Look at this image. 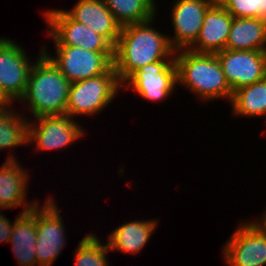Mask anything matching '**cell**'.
<instances>
[{"instance_id": "cell-1", "label": "cell", "mask_w": 266, "mask_h": 266, "mask_svg": "<svg viewBox=\"0 0 266 266\" xmlns=\"http://www.w3.org/2000/svg\"><path fill=\"white\" fill-rule=\"evenodd\" d=\"M154 18L143 23L122 26L114 46L113 66L123 84L135 71L147 64L175 59L168 34L152 27Z\"/></svg>"}, {"instance_id": "cell-2", "label": "cell", "mask_w": 266, "mask_h": 266, "mask_svg": "<svg viewBox=\"0 0 266 266\" xmlns=\"http://www.w3.org/2000/svg\"><path fill=\"white\" fill-rule=\"evenodd\" d=\"M40 51L30 71L25 94L19 101L26 102L34 118L64 115L71 83L43 53L42 47Z\"/></svg>"}, {"instance_id": "cell-3", "label": "cell", "mask_w": 266, "mask_h": 266, "mask_svg": "<svg viewBox=\"0 0 266 266\" xmlns=\"http://www.w3.org/2000/svg\"><path fill=\"white\" fill-rule=\"evenodd\" d=\"M178 85H184L201 101H231L232 89L227 84L222 66L214 53H198L190 49L175 51Z\"/></svg>"}, {"instance_id": "cell-4", "label": "cell", "mask_w": 266, "mask_h": 266, "mask_svg": "<svg viewBox=\"0 0 266 266\" xmlns=\"http://www.w3.org/2000/svg\"><path fill=\"white\" fill-rule=\"evenodd\" d=\"M122 89L112 66L106 73L70 84L66 114L94 116L107 107Z\"/></svg>"}, {"instance_id": "cell-5", "label": "cell", "mask_w": 266, "mask_h": 266, "mask_svg": "<svg viewBox=\"0 0 266 266\" xmlns=\"http://www.w3.org/2000/svg\"><path fill=\"white\" fill-rule=\"evenodd\" d=\"M54 47V56L47 52L49 49L45 46H42L43 53L70 83L99 76L113 66L114 52H94L69 45Z\"/></svg>"}, {"instance_id": "cell-6", "label": "cell", "mask_w": 266, "mask_h": 266, "mask_svg": "<svg viewBox=\"0 0 266 266\" xmlns=\"http://www.w3.org/2000/svg\"><path fill=\"white\" fill-rule=\"evenodd\" d=\"M27 55L24 48L13 39L0 38V96L7 103L13 104L25 94L35 63L34 60L30 62Z\"/></svg>"}, {"instance_id": "cell-7", "label": "cell", "mask_w": 266, "mask_h": 266, "mask_svg": "<svg viewBox=\"0 0 266 266\" xmlns=\"http://www.w3.org/2000/svg\"><path fill=\"white\" fill-rule=\"evenodd\" d=\"M47 31L55 45H69L94 52H114V47L101 35L73 20L64 9L43 11Z\"/></svg>"}, {"instance_id": "cell-8", "label": "cell", "mask_w": 266, "mask_h": 266, "mask_svg": "<svg viewBox=\"0 0 266 266\" xmlns=\"http://www.w3.org/2000/svg\"><path fill=\"white\" fill-rule=\"evenodd\" d=\"M48 197L44 205H36V256L38 266H52L66 244V231L59 206Z\"/></svg>"}, {"instance_id": "cell-9", "label": "cell", "mask_w": 266, "mask_h": 266, "mask_svg": "<svg viewBox=\"0 0 266 266\" xmlns=\"http://www.w3.org/2000/svg\"><path fill=\"white\" fill-rule=\"evenodd\" d=\"M178 84L175 59L147 64L135 71L123 84L125 90L134 89L144 100L161 102L167 99Z\"/></svg>"}, {"instance_id": "cell-10", "label": "cell", "mask_w": 266, "mask_h": 266, "mask_svg": "<svg viewBox=\"0 0 266 266\" xmlns=\"http://www.w3.org/2000/svg\"><path fill=\"white\" fill-rule=\"evenodd\" d=\"M33 119L35 120L28 119V145H34L40 151H56L68 147L83 138L86 130L67 114Z\"/></svg>"}, {"instance_id": "cell-11", "label": "cell", "mask_w": 266, "mask_h": 266, "mask_svg": "<svg viewBox=\"0 0 266 266\" xmlns=\"http://www.w3.org/2000/svg\"><path fill=\"white\" fill-rule=\"evenodd\" d=\"M246 221L238 224L223 246L227 266L266 265V234L254 222Z\"/></svg>"}, {"instance_id": "cell-12", "label": "cell", "mask_w": 266, "mask_h": 266, "mask_svg": "<svg viewBox=\"0 0 266 266\" xmlns=\"http://www.w3.org/2000/svg\"><path fill=\"white\" fill-rule=\"evenodd\" d=\"M215 55L232 92L266 77V51L224 49Z\"/></svg>"}, {"instance_id": "cell-13", "label": "cell", "mask_w": 266, "mask_h": 266, "mask_svg": "<svg viewBox=\"0 0 266 266\" xmlns=\"http://www.w3.org/2000/svg\"><path fill=\"white\" fill-rule=\"evenodd\" d=\"M216 0H175L171 7L173 36L169 37L172 48L188 49L197 39L207 9Z\"/></svg>"}, {"instance_id": "cell-14", "label": "cell", "mask_w": 266, "mask_h": 266, "mask_svg": "<svg viewBox=\"0 0 266 266\" xmlns=\"http://www.w3.org/2000/svg\"><path fill=\"white\" fill-rule=\"evenodd\" d=\"M14 154L9 155L0 166V210L24 208L23 213L30 211L39 202H28L29 170L21 167ZM28 202V203H27Z\"/></svg>"}, {"instance_id": "cell-15", "label": "cell", "mask_w": 266, "mask_h": 266, "mask_svg": "<svg viewBox=\"0 0 266 266\" xmlns=\"http://www.w3.org/2000/svg\"><path fill=\"white\" fill-rule=\"evenodd\" d=\"M233 16L216 0L205 12L196 41L188 48L198 53H217L225 49Z\"/></svg>"}, {"instance_id": "cell-16", "label": "cell", "mask_w": 266, "mask_h": 266, "mask_svg": "<svg viewBox=\"0 0 266 266\" xmlns=\"http://www.w3.org/2000/svg\"><path fill=\"white\" fill-rule=\"evenodd\" d=\"M64 11L76 22L103 36L113 47L116 45L122 27L104 0H78L72 9Z\"/></svg>"}, {"instance_id": "cell-17", "label": "cell", "mask_w": 266, "mask_h": 266, "mask_svg": "<svg viewBox=\"0 0 266 266\" xmlns=\"http://www.w3.org/2000/svg\"><path fill=\"white\" fill-rule=\"evenodd\" d=\"M157 225L156 219L133 220L123 223L107 235L109 251L138 255L150 240Z\"/></svg>"}, {"instance_id": "cell-18", "label": "cell", "mask_w": 266, "mask_h": 266, "mask_svg": "<svg viewBox=\"0 0 266 266\" xmlns=\"http://www.w3.org/2000/svg\"><path fill=\"white\" fill-rule=\"evenodd\" d=\"M9 243L20 266H37L36 206L16 217Z\"/></svg>"}, {"instance_id": "cell-19", "label": "cell", "mask_w": 266, "mask_h": 266, "mask_svg": "<svg viewBox=\"0 0 266 266\" xmlns=\"http://www.w3.org/2000/svg\"><path fill=\"white\" fill-rule=\"evenodd\" d=\"M225 49L266 51V20L233 18Z\"/></svg>"}, {"instance_id": "cell-20", "label": "cell", "mask_w": 266, "mask_h": 266, "mask_svg": "<svg viewBox=\"0 0 266 266\" xmlns=\"http://www.w3.org/2000/svg\"><path fill=\"white\" fill-rule=\"evenodd\" d=\"M230 106L236 116L247 118L266 115V77L233 92Z\"/></svg>"}, {"instance_id": "cell-21", "label": "cell", "mask_w": 266, "mask_h": 266, "mask_svg": "<svg viewBox=\"0 0 266 266\" xmlns=\"http://www.w3.org/2000/svg\"><path fill=\"white\" fill-rule=\"evenodd\" d=\"M11 107L10 103L0 106V151L28 145L29 120Z\"/></svg>"}, {"instance_id": "cell-22", "label": "cell", "mask_w": 266, "mask_h": 266, "mask_svg": "<svg viewBox=\"0 0 266 266\" xmlns=\"http://www.w3.org/2000/svg\"><path fill=\"white\" fill-rule=\"evenodd\" d=\"M156 0H104L120 26L143 23L156 17Z\"/></svg>"}, {"instance_id": "cell-23", "label": "cell", "mask_w": 266, "mask_h": 266, "mask_svg": "<svg viewBox=\"0 0 266 266\" xmlns=\"http://www.w3.org/2000/svg\"><path fill=\"white\" fill-rule=\"evenodd\" d=\"M102 242L96 234H85L74 253V266H109L106 253L110 251Z\"/></svg>"}, {"instance_id": "cell-24", "label": "cell", "mask_w": 266, "mask_h": 266, "mask_svg": "<svg viewBox=\"0 0 266 266\" xmlns=\"http://www.w3.org/2000/svg\"><path fill=\"white\" fill-rule=\"evenodd\" d=\"M234 18L266 20V0H217Z\"/></svg>"}, {"instance_id": "cell-25", "label": "cell", "mask_w": 266, "mask_h": 266, "mask_svg": "<svg viewBox=\"0 0 266 266\" xmlns=\"http://www.w3.org/2000/svg\"><path fill=\"white\" fill-rule=\"evenodd\" d=\"M1 211L2 210H0V242L9 244L14 222H11L5 215L1 214Z\"/></svg>"}, {"instance_id": "cell-26", "label": "cell", "mask_w": 266, "mask_h": 266, "mask_svg": "<svg viewBox=\"0 0 266 266\" xmlns=\"http://www.w3.org/2000/svg\"><path fill=\"white\" fill-rule=\"evenodd\" d=\"M253 222L266 234V211H264L260 218Z\"/></svg>"}, {"instance_id": "cell-27", "label": "cell", "mask_w": 266, "mask_h": 266, "mask_svg": "<svg viewBox=\"0 0 266 266\" xmlns=\"http://www.w3.org/2000/svg\"><path fill=\"white\" fill-rule=\"evenodd\" d=\"M7 104V102L0 96V106Z\"/></svg>"}]
</instances>
